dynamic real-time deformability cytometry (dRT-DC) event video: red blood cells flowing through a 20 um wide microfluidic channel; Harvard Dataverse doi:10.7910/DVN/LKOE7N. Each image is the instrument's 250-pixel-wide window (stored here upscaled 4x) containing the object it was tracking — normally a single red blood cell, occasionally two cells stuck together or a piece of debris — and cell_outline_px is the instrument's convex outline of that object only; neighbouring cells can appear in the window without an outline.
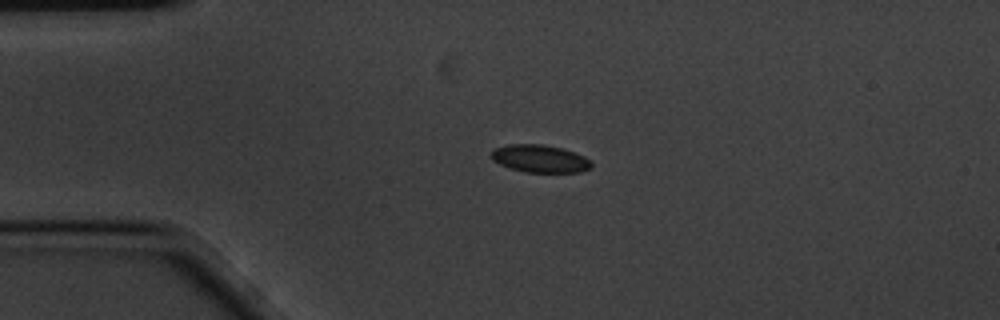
{"species": "common noctule bat (a hibernating species)", "species_latin": "Nyctalus noctula", "temperature_condition": "cold", "stored_images_in_passage": 4, "camera_frame_rate_fps": 3000, "um_per_image_px": 0.085, "animal": {"sex": "male", "body_mass_g": 20.1, "forearm_length_mm": 53.5}, "frame": {"image": 1, "passage_image": 3, "time_ms": 0.667, "image_size_px": [1000, 320], "cell_outline_px": [[592, 168], [580, 172], [524, 172], [500, 164], [492, 160], [488, 156], [496, 148], [508, 144], [544, 144], [560, 148], [584, 156], [592, 164]], "centroid_in_image_um": [45.87, 13.49], "position_along_channel_um": 39.1, "area_um2": 16.01}}